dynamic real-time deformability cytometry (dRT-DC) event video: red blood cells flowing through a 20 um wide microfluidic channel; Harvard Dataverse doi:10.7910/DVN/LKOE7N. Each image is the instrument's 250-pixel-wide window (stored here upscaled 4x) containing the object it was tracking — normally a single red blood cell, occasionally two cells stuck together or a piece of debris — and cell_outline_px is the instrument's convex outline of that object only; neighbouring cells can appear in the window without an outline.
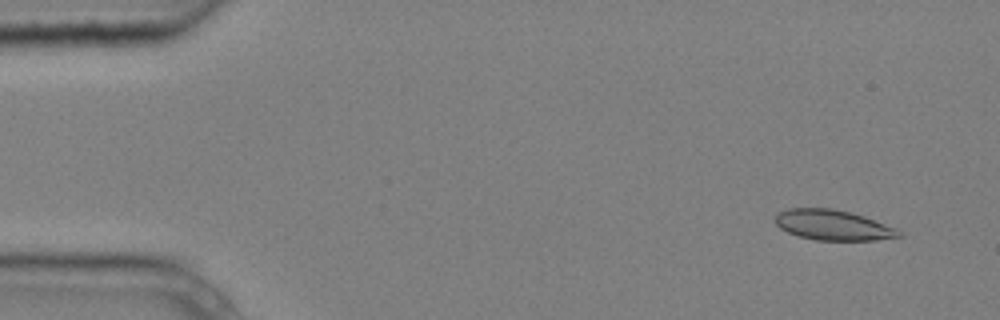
{"species": "common noctule bat (a hibernating species)", "species_latin": "Nyctalus noctula", "temperature_condition": "cold", "stored_images_in_passage": 7, "camera_frame_rate_fps": 3000, "um_per_image_px": 0.085, "animal": {"sex": "male", "body_mass_g": 20.4}, "frame": {"image": 1, "passage_image": 2, "time_ms": 0.333, "image_size_px": [1000, 320], "cell_outline_px": [[904, 236], [876, 240], [816, 240], [800, 236], [788, 232], [780, 228], [772, 220], [780, 212], [788, 208], [832, 208], [852, 212], [864, 216], [896, 228]], "centroid_in_image_um": [70.8, 19.12], "position_along_channel_um": 14.2, "area_um2": 21.85}}
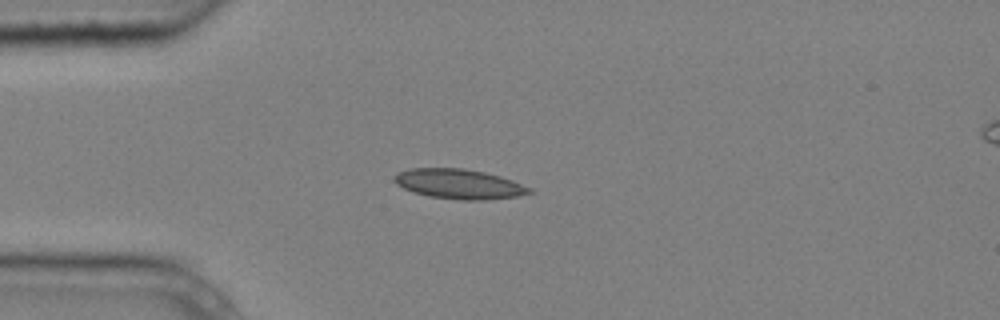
{"frame": {"image": 2, "passage_image": 4, "time_ms": 1.0, "image_size_px": [1000, 320], "cell_outline_px": [[536, 192], [516, 196], [484, 200], [460, 200], [428, 196], [412, 192], [396, 184], [392, 180], [392, 176], [396, 172], [408, 168], [464, 168], [484, 172], [500, 176], [512, 180], [532, 188]], "centroid_in_image_um": [38.98, 15.63], "position_along_channel_um": 46.0, "area_um2": 23.76}}
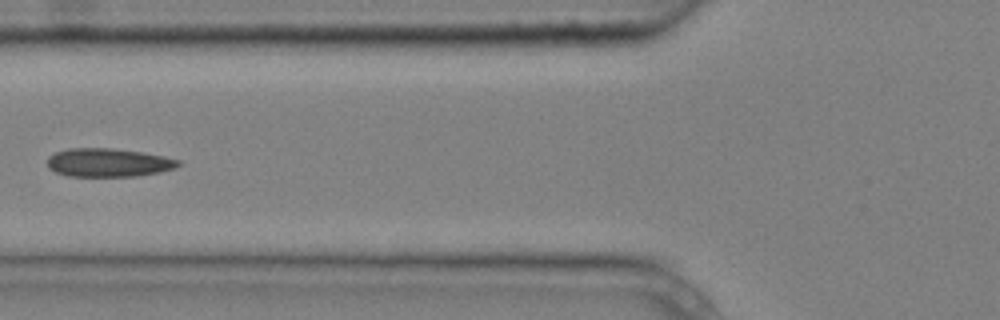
{"frame": {"image": 3, "passage_image": 6, "time_ms": 1.667, "image_size_px": [1000, 320], "cell_outline_px": [[180, 164], [176, 168], [160, 172], [136, 176], [68, 176], [56, 172], [48, 168], [48, 156], [56, 152], [68, 148], [116, 148], [144, 152], [164, 156], [180, 160]], "centroid_in_image_um": [9.23, 13.81], "position_along_channel_um": 116.6, "area_um2": 21.91}}